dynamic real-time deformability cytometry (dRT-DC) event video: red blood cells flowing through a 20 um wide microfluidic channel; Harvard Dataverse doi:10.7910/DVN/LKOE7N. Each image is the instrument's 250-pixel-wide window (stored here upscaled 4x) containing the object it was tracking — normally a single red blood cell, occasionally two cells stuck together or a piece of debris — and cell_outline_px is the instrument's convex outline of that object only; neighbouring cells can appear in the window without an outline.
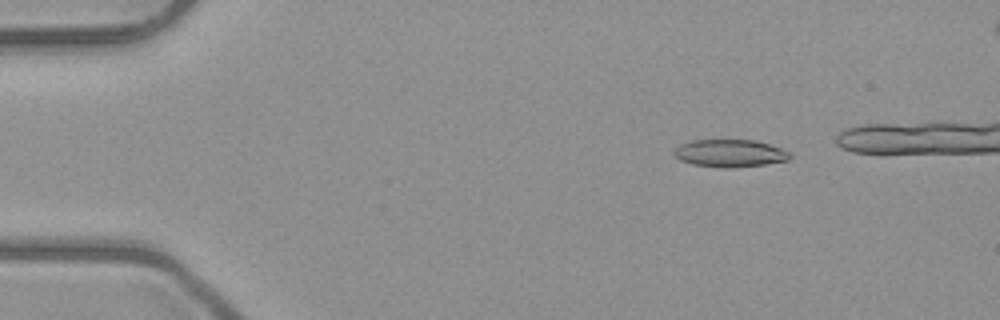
{"species": "common noctule bat (a hibernating species)", "species_latin": "Nyctalus noctula", "temperature_condition": "room temperature", "stored_images_in_passage": 5, "camera_frame_rate_fps": 3000, "um_per_image_px": 0.085, "animal": {"sex": "male", "body_mass_g": 23.1, "forearm_length_mm": 52.7}, "frame": {"image": 1, "passage_image": 1, "time_ms": 0.0, "image_size_px": [1000, 320], "cell_outline_px": [[792, 156], [788, 160], [764, 164], [728, 168], [724, 168], [692, 164], [680, 160], [672, 152], [680, 144], [692, 140], [756, 140], [780, 148], [788, 152]], "centroid_in_image_um": [62.02, 13.02], "position_along_channel_um": 23.0, "area_um2": 18.44}}
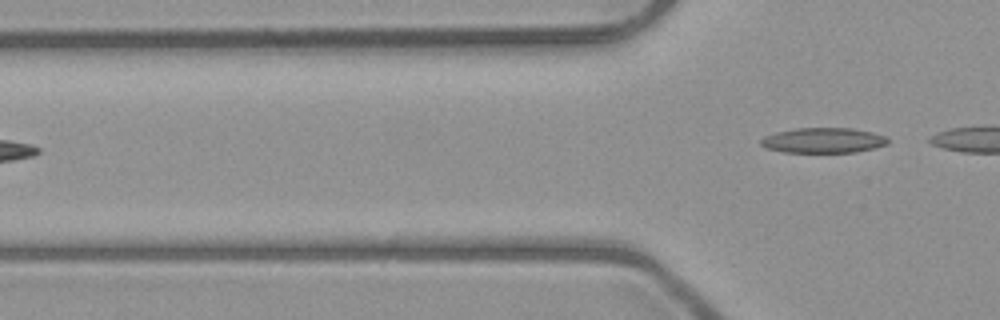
{"frame": {"image": 2, "passage_image": 5, "time_ms": 4.667, "image_size_px": [1000, 320], "cell_outline_px": [[888, 144], [876, 148], [856, 152], [784, 152], [768, 148], [760, 144], [760, 140], [764, 136], [776, 132], [796, 128], [852, 128], [872, 132], [884, 136], [888, 140]], "centroid_in_image_um": [69.99, 11.93], "position_along_channel_um": 55.8, "area_um2": 18.61}}